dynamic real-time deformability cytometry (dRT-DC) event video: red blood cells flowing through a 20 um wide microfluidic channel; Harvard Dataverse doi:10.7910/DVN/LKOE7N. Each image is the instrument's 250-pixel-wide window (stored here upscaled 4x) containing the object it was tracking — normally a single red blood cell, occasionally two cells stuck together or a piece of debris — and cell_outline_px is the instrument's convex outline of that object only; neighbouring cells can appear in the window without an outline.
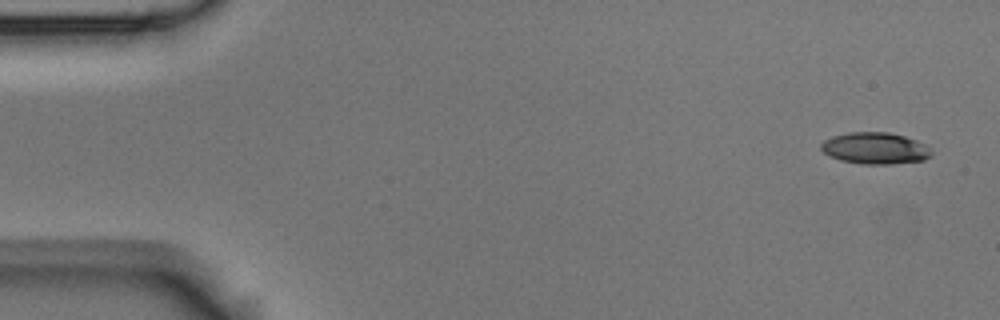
{"species": "Egyptian fruit bat (a non-hibernating species)", "species_latin": "Rousettus aegyptiacus", "temperature_condition": "room temperature", "stored_images_in_passage": 5, "camera_frame_rate_fps": 3000, "um_per_image_px": 0.085, "animal": {"sex": "male"}, "frame": {"image": 1, "passage_image": 1, "time_ms": 0.0, "image_size_px": [1000, 320], "cell_outline_px": [[932, 156], [924, 160], [892, 164], [864, 164], [840, 160], [828, 156], [820, 148], [820, 144], [824, 140], [832, 136], [848, 132], [888, 132], [904, 136], [916, 140], [924, 144], [932, 152]], "centroid_in_image_um": [74.36, 12.6], "position_along_channel_um": 10.6, "area_um2": 20.4}}
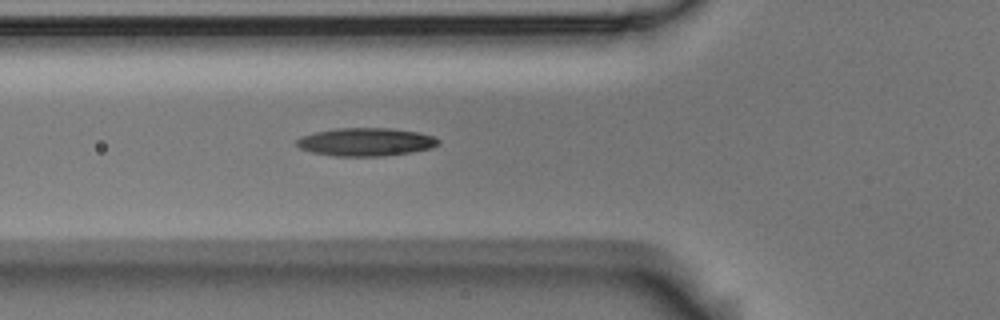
{"frame": {"image": 2, "passage_image": 5, "time_ms": 1.333, "image_size_px": [1000, 320], "cell_outline_px": [[440, 144], [432, 148], [412, 152], [384, 156], [332, 156], [312, 152], [300, 148], [296, 144], [296, 140], [300, 136], [312, 132], [336, 128], [388, 128], [416, 132], [432, 136], [440, 140]], "centroid_in_image_um": [31.06, 12.07], "position_along_channel_um": 94.7, "area_um2": 23.35}}